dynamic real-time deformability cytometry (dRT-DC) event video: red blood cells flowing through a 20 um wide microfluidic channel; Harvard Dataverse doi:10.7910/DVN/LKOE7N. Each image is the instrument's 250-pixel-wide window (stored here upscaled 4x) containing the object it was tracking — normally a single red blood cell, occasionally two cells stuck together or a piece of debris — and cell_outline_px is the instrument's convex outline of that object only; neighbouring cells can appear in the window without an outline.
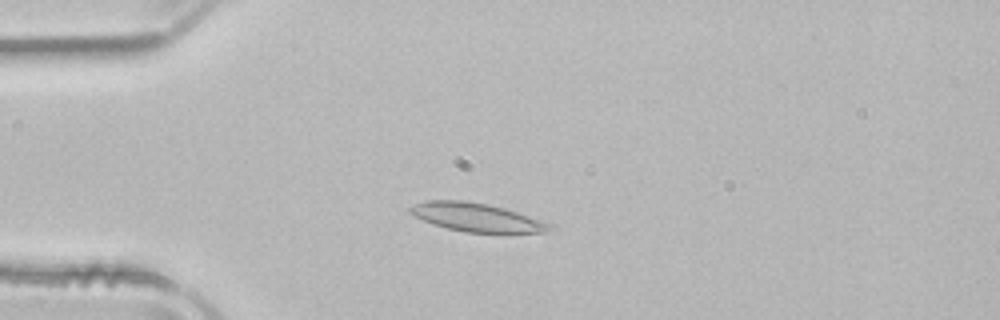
{"species": "common noctule bat (a hibernating species)", "species_latin": "Nyctalus noctula", "temperature_condition": "room temperature", "stored_images_in_passage": 44, "camera_frame_rate_fps": 3000, "um_per_image_px": 0.085, "animal": {"sex": "male", "body_mass_g": 21.5, "forearm_length_mm": 52.0}, "frame": {"image": 1, "passage_image": 6, "time_ms": 1.667, "image_size_px": [1000, 320], "cell_outline_px": [[552, 228], [544, 232], [464, 232], [448, 228], [424, 220], [408, 212], [408, 208], [416, 204], [428, 200], [460, 200], [488, 204], [504, 208], [552, 224]], "centroid_in_image_um": [40.48, 18.46], "position_along_channel_um": 44.5, "area_um2": 22.54}}
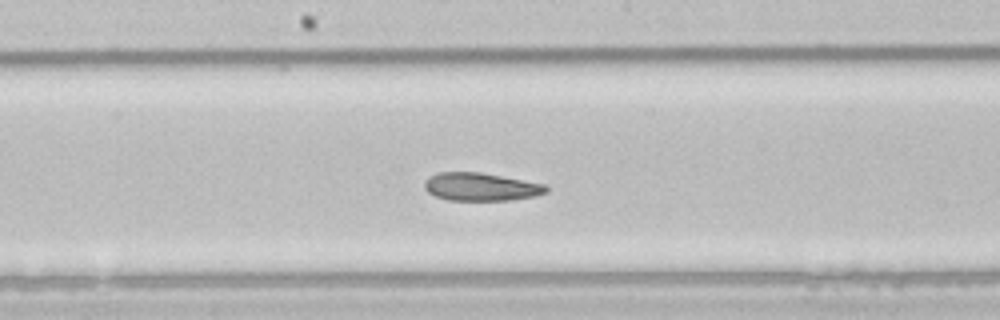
{"frame": {"image": 2, "passage_image": 20, "time_ms": 6.333, "image_size_px": [1000, 320], "cell_outline_px": [[548, 192], [536, 196], [508, 200], [448, 200], [436, 196], [428, 192], [424, 188], [424, 180], [428, 176], [436, 172], [480, 172], [544, 184], [548, 188]], "centroid_in_image_um": [40.84, 15.87], "position_along_channel_um": 207.4, "area_um2": 19.88}}
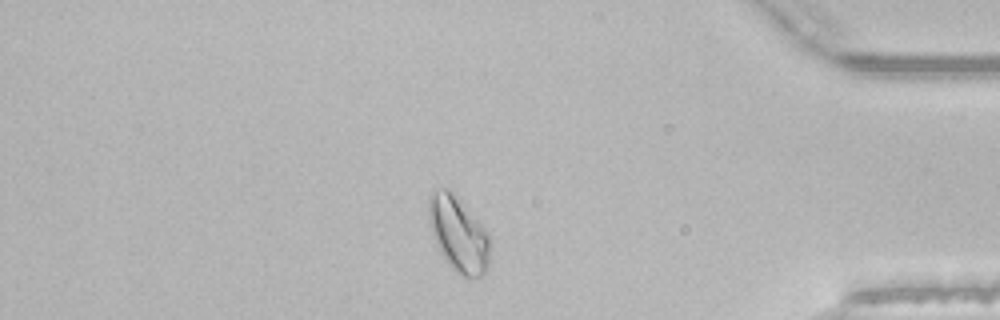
{"frame": {"image": 3, "passage_image": 37, "time_ms": 12.0, "image_size_px": [1000, 320], "cell_outline_px": [[488, 268], [480, 276], [472, 280], [456, 272], [444, 260], [432, 236], [428, 216], [428, 196], [444, 188], [448, 188], [452, 192], [488, 232]], "centroid_in_image_um": [38.94, 19.94], "position_along_channel_um": 396.3, "area_um2": 26.53}, "authors_computed_cell_mechanics": {"area_um2": 22.1663, "velocity_mm_per_s": 3.9275, "shape_relaxation_time_tau1_ms": null, "shape_relaxation_time_tau2_ms": 5.2884, "deformation_change_tau1": null, "deformation_change_tau2": 0.123}}